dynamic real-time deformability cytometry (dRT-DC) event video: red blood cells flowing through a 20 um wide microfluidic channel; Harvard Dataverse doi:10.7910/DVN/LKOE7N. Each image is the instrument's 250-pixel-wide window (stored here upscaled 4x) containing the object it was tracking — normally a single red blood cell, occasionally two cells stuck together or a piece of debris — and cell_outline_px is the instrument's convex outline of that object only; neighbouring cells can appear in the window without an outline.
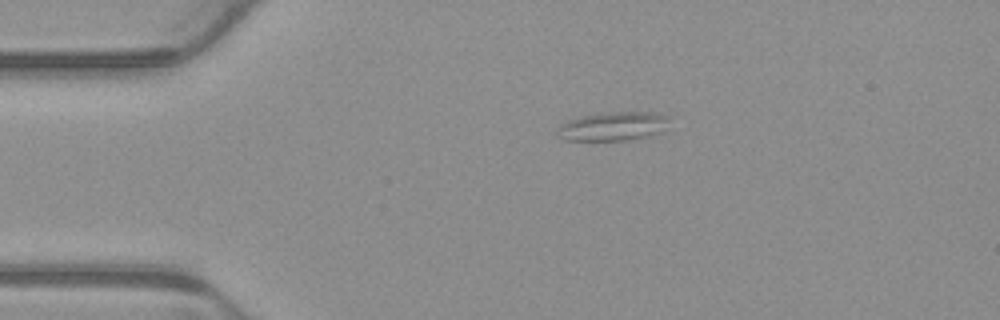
{"species": "common noctule bat (a hibernating species)", "species_latin": "Nyctalus noctula", "temperature_condition": "warm", "stored_images_in_passage": 6, "camera_frame_rate_fps": 3000, "um_per_image_px": 0.085, "animal": {"sex": "male", "body_mass_g": 23.1, "forearm_length_mm": 52.7}, "frame": {"image": 1, "passage_image": 6, "time_ms": 1.667, "image_size_px": [1000, 320], "cell_outline_px": [[668, 116], [660, 132], [644, 136], [624, 140], [564, 140], [556, 136], [556, 132], [560, 124], [568, 120], [580, 116], [608, 112], [652, 112]], "centroid_in_image_um": [51.98, 10.73], "position_along_channel_um": 33.0, "area_um2": 18.44}}